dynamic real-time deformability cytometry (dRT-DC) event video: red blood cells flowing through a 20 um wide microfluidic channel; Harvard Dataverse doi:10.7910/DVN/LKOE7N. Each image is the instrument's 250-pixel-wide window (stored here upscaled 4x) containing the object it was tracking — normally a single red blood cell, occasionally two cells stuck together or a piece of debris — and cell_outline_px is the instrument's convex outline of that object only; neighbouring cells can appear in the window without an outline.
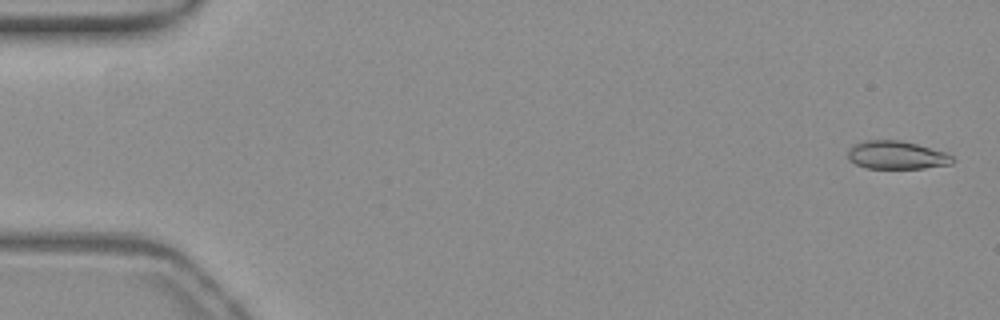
{"species": "common noctule bat (a hibernating species)", "species_latin": "Nyctalus noctula", "temperature_condition": "warm", "stored_images_in_passage": 54, "camera_frame_rate_fps": 3000, "um_per_image_px": 0.085, "animal": {"sex": "female", "body_mass_g": 19.3, "forearm_length_mm": 54.1}, "frame": {"image": 1, "passage_image": 2, "time_ms": 0.333, "image_size_px": [1000, 320], "cell_outline_px": [[952, 164], [924, 168], [868, 168], [856, 164], [848, 160], [848, 148], [852, 144], [864, 140], [900, 140], [916, 144], [944, 152], [952, 156]], "centroid_in_image_um": [76.15, 13.18], "position_along_channel_um": 8.9, "area_um2": 17.11}}
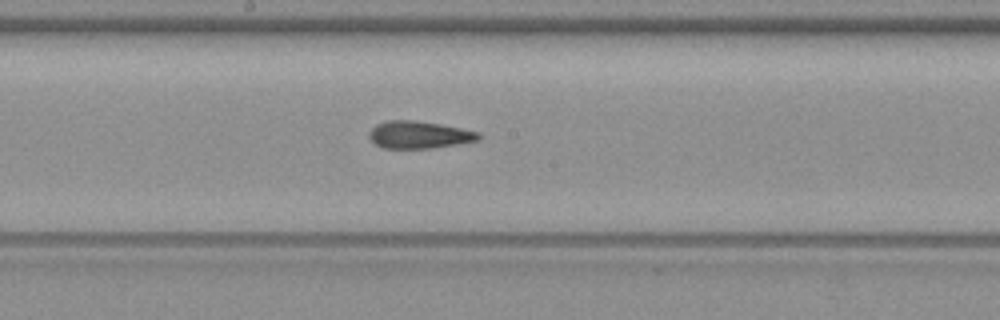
{"frame": {"image": 2, "passage_image": 29, "time_ms": 9.333, "image_size_px": [1000, 320], "cell_outline_px": [[480, 136], [476, 140], [460, 144], [432, 148], [384, 148], [376, 144], [368, 136], [368, 132], [376, 124], [388, 120], [416, 120], [440, 124], [480, 132]], "centroid_in_image_um": [35.6, 11.45], "position_along_channel_um": 212.6, "area_um2": 17.4}}
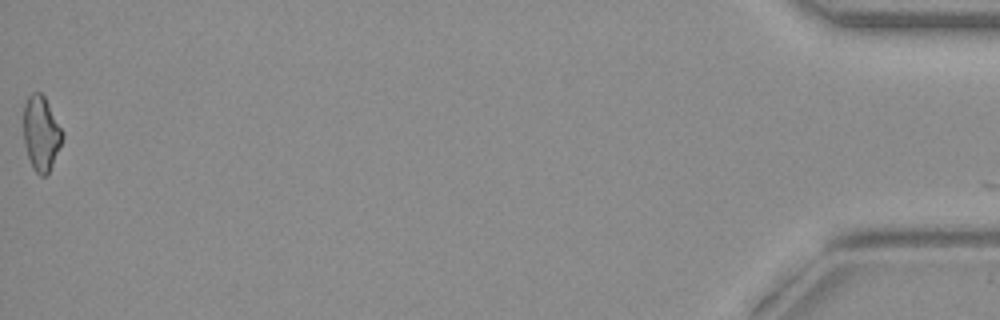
{"frame": {"image": 3, "passage_image": 54, "time_ms": 17.667, "image_size_px": [1000, 320], "cell_outline_px": [[64, 136], [52, 164], [48, 172], [44, 176], [40, 176], [32, 168], [24, 144], [24, 104], [28, 96], [32, 92], [40, 92], [44, 96], [64, 132]], "centroid_in_image_um": [3.49, 11.32], "position_along_channel_um": 431.7, "area_um2": 16.82}, "authors_computed_cell_mechanics": {"area_um2": 17.3689, "velocity_mm_per_s": 3.8848, "shape_relaxation_time_tau1_ms": null, "shape_relaxation_time_tau2_ms": 1.3967, "deformation_change_tau1": null, "deformation_change_tau2": 0.0747}}